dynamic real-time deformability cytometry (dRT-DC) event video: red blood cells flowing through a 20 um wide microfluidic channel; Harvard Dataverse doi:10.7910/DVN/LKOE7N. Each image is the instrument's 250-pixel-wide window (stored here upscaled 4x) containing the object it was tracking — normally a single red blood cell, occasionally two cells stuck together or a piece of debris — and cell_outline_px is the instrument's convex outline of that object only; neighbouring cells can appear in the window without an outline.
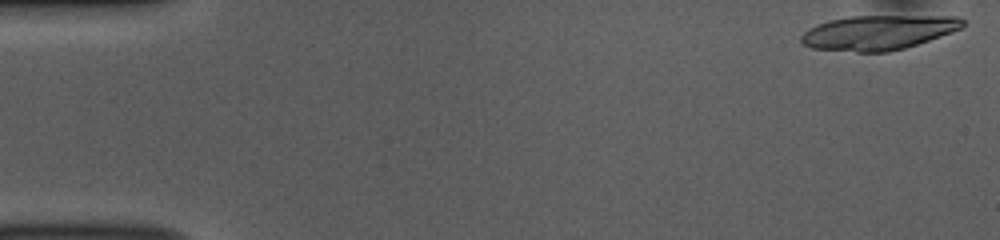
{"species": "common noctule bat (a hibernating species)", "species_latin": "Nyctalus noctula", "temperature_condition": "room temperature", "stored_images_in_passage": 16, "camera_frame_rate_fps": 3000, "um_per_image_px": 0.085, "animal": {"sex": "female", "body_mass_g": 10.0, "forearm_length_mm": 53.1}, "frame": {"image": 1, "passage_image": 1, "time_ms": 0.0, "image_size_px": [1000, 240], "cell_outline_px": [[964, 24], [960, 28], [952, 32], [904, 48], [888, 52], [856, 52], [812, 48], [804, 44], [800, 40], [800, 36], [808, 28], [816, 24], [828, 20], [848, 16], [960, 16], [964, 20]], "centroid_in_image_um": [74.62, 2.75], "position_along_channel_um": 10.4, "area_um2": 32.6}}